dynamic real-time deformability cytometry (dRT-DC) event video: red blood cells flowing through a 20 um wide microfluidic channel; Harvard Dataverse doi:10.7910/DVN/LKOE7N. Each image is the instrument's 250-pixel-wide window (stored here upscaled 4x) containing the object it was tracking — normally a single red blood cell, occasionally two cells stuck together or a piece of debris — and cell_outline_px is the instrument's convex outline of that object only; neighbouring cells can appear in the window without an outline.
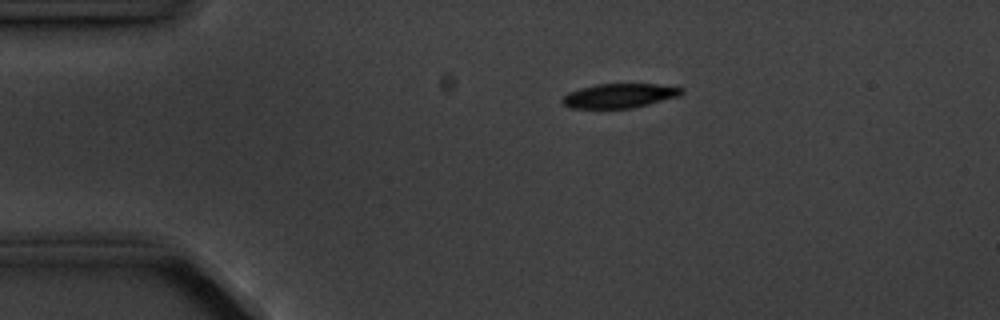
{"species": "common noctule bat (a hibernating species)", "species_latin": "Nyctalus noctula", "temperature_condition": "cold", "stored_images_in_passage": 6, "camera_frame_rate_fps": 3000, "um_per_image_px": 0.085, "animal": {"sex": "male", "body_mass_g": 20.1, "forearm_length_mm": 53.5}, "frame": {"image": 1, "passage_image": 1, "time_ms": 0.0, "image_size_px": [1000, 320], "cell_outline_px": [[684, 92], [680, 96], [632, 108], [572, 108], [564, 104], [560, 100], [568, 92], [580, 88], [596, 84], [656, 84], [684, 88]], "centroid_in_image_um": [52.66, 8.13], "position_along_channel_um": 32.3, "area_um2": 16.88}}
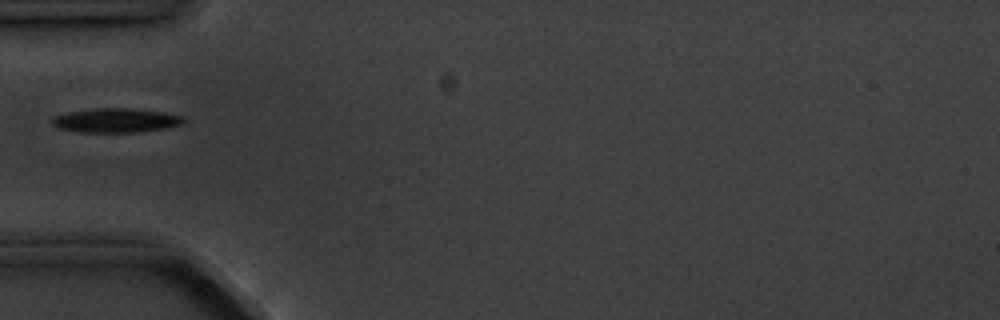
{"frame": {"image": 2, "passage_image": 3, "time_ms": 2.333, "image_size_px": [1000, 320], "cell_outline_px": [[184, 124], [168, 128], [136, 132], [80, 132], [56, 128], [52, 124], [52, 120], [56, 116], [68, 112], [96, 108], [132, 108], [160, 112], [180, 116], [184, 120]], "centroid_in_image_um": [9.83, 10.24], "position_along_channel_um": 75.2, "area_um2": 18.44}}
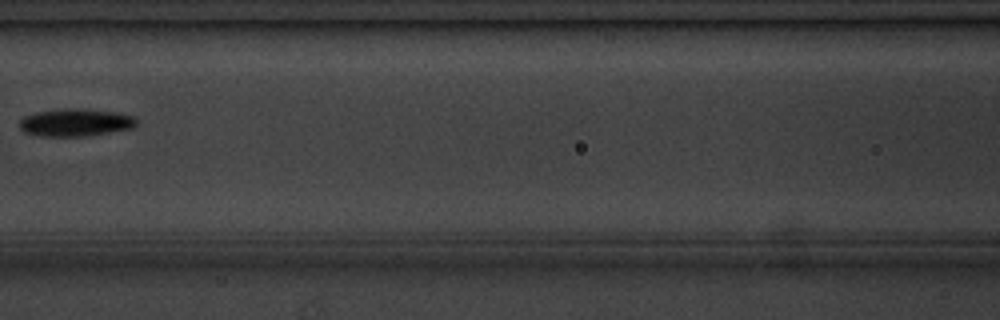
{"frame": {"image": 3, "passage_image": 5, "time_ms": 4.667, "image_size_px": [1000, 320], "cell_outline_px": [[136, 124], [132, 128], [84, 136], [44, 136], [24, 132], [20, 128], [20, 120], [24, 116], [36, 112], [56, 108], [88, 108], [136, 116]], "centroid_in_image_um": [6.4, 10.39], "position_along_channel_um": 160.2, "area_um2": 18.84}}